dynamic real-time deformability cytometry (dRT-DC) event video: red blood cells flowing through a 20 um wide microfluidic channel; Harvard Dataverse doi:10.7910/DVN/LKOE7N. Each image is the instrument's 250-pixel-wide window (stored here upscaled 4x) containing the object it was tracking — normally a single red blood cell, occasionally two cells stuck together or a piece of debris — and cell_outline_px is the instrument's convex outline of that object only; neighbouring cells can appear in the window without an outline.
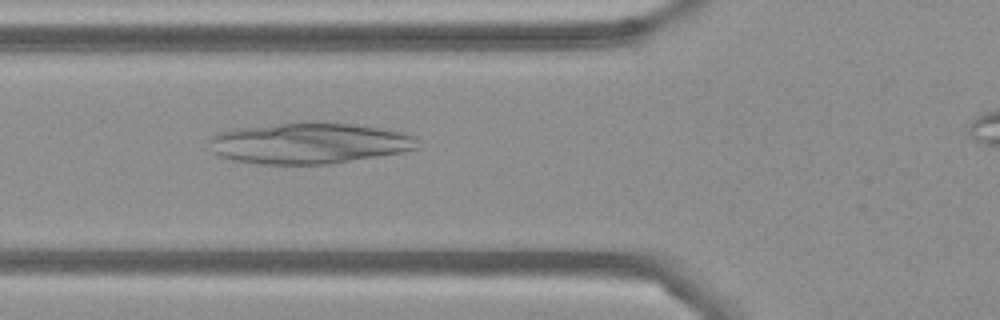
{"species": "Egyptian fruit bat (a non-hibernating species)", "species_latin": "Rousettus aegyptiacus", "temperature_condition": "cold", "stored_images_in_passage": 46, "camera_frame_rate_fps": 3000, "um_per_image_px": 0.085, "frame": {"image": 1, "passage_image": 17, "time_ms": 5.333, "image_size_px": [1000, 320], "cell_outline_px": [[420, 148], [400, 152], [332, 164], [256, 164], [232, 160], [216, 156], [212, 152], [208, 140], [216, 132], [236, 128], [280, 124], [356, 124], [392, 128], [408, 132], [416, 136]], "centroid_in_image_um": [26.3, 12.19], "position_along_channel_um": 99.5, "area_um2": 49.94}}
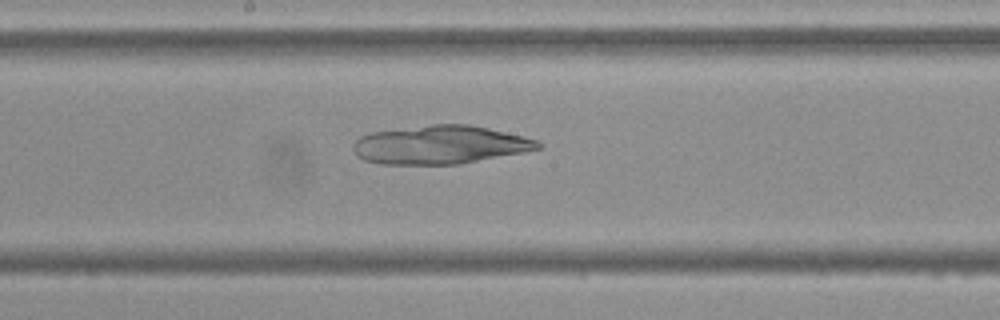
{"frame": {"image": 2, "passage_image": 26, "time_ms": 8.333, "image_size_px": [1000, 320], "cell_outline_px": [[544, 144], [540, 148], [524, 152], [460, 164], [380, 164], [364, 160], [356, 156], [352, 148], [352, 144], [360, 136], [372, 132], [432, 124], [468, 124], [488, 128], [524, 136], [536, 140]], "centroid_in_image_um": [37.4, 12.31], "position_along_channel_um": 210.8, "area_um2": 41.5}}
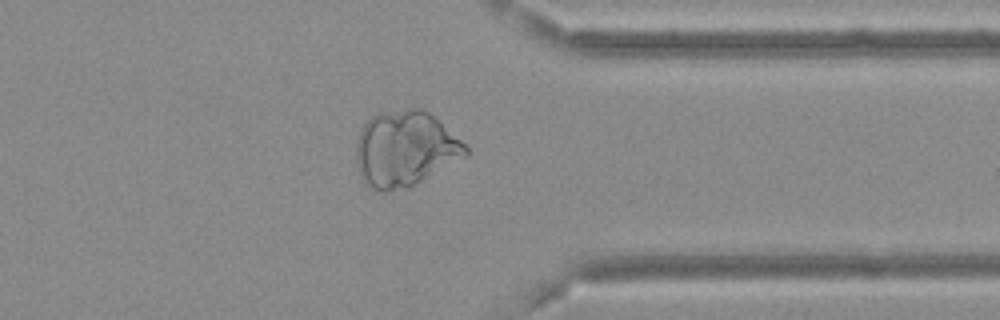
{"frame": {"image": 3, "passage_image": 40, "time_ms": 13.0, "image_size_px": [1000, 320], "cell_outline_px": [[468, 156], [408, 188], [384, 192], [372, 188], [364, 184], [356, 160], [356, 140], [360, 128], [376, 112], [408, 108], [420, 108], [428, 112], [460, 140], [468, 148]], "centroid_in_image_um": [34.4, 12.65], "position_along_channel_um": 377.0, "area_um2": 48.32}}